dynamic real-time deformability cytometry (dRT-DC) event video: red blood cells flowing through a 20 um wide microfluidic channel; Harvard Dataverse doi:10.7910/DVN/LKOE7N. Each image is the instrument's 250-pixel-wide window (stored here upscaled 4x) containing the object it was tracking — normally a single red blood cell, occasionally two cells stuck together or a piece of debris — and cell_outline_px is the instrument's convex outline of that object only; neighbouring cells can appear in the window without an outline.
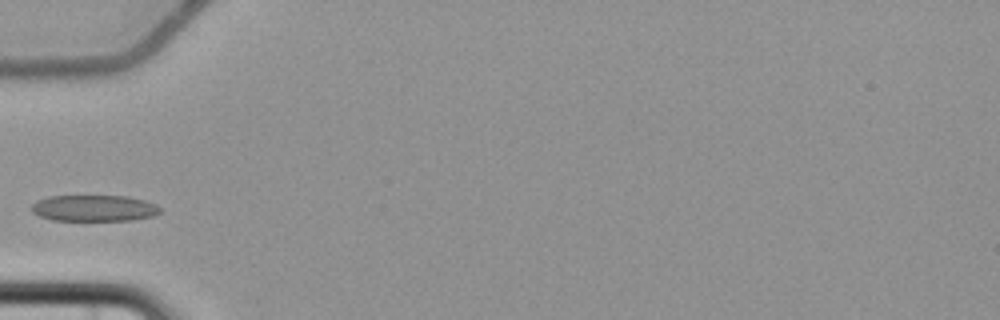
{"species": "common noctule bat (a hibernating species)", "species_latin": "Nyctalus noctula", "temperature_condition": "cold", "stored_images_in_passage": 6, "camera_frame_rate_fps": 3000, "um_per_image_px": 0.085, "animal": {"sex": "female", "body_mass_g": 22.7, "forearm_length_mm": 54.2}, "frame": {"image": 1, "passage_image": 3, "time_ms": 3.333, "image_size_px": [1000, 320], "cell_outline_px": [[160, 212], [152, 216], [132, 220], [52, 220], [40, 216], [32, 212], [28, 208], [36, 200], [48, 196], [128, 196], [144, 200], [156, 204], [160, 208]], "centroid_in_image_um": [7.95, 17.69], "position_along_channel_um": 77.0, "area_um2": 19.77}}
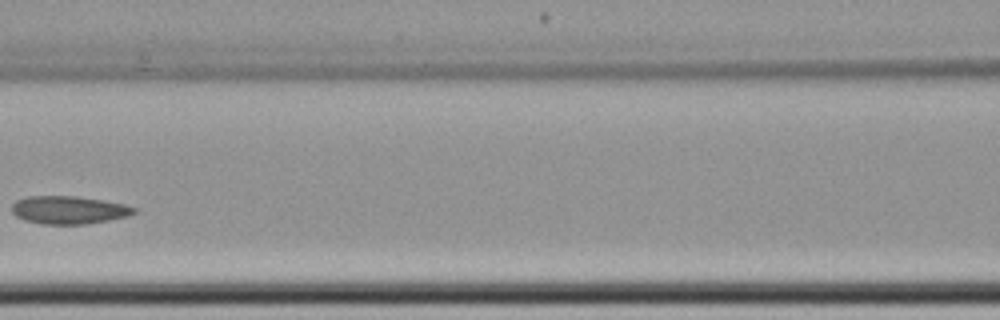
{"frame": {"image": 2, "passage_image": 5, "time_ms": 5.667, "image_size_px": [1000, 320], "cell_outline_px": [[136, 212], [128, 216], [108, 220], [84, 224], [40, 224], [24, 220], [16, 216], [12, 212], [12, 204], [16, 200], [28, 196], [76, 196], [124, 204], [136, 208]], "centroid_in_image_um": [5.81, 17.85], "position_along_channel_um": 160.8, "area_um2": 19.83}}
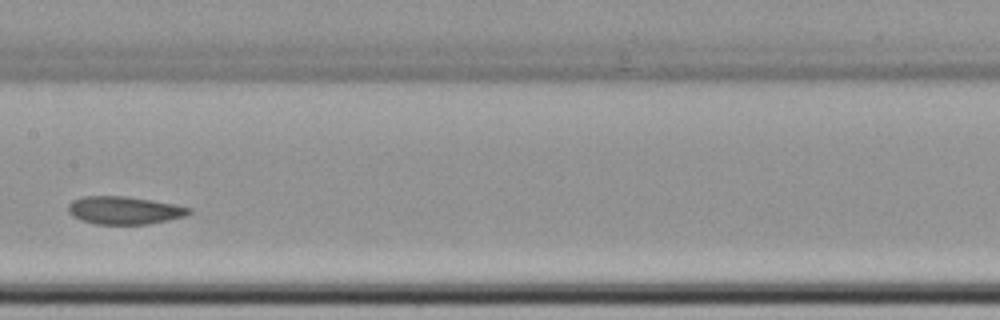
{"frame": {"image": 3, "passage_image": 6, "time_ms": 6.667, "image_size_px": [1000, 320], "cell_outline_px": [[192, 212], [184, 216], [168, 220], [148, 224], [96, 224], [80, 220], [72, 216], [68, 212], [68, 204], [72, 200], [84, 196], [124, 196], [152, 200], [192, 208]], "centroid_in_image_um": [10.53, 17.88], "position_along_channel_um": 196.9, "area_um2": 19.59}}